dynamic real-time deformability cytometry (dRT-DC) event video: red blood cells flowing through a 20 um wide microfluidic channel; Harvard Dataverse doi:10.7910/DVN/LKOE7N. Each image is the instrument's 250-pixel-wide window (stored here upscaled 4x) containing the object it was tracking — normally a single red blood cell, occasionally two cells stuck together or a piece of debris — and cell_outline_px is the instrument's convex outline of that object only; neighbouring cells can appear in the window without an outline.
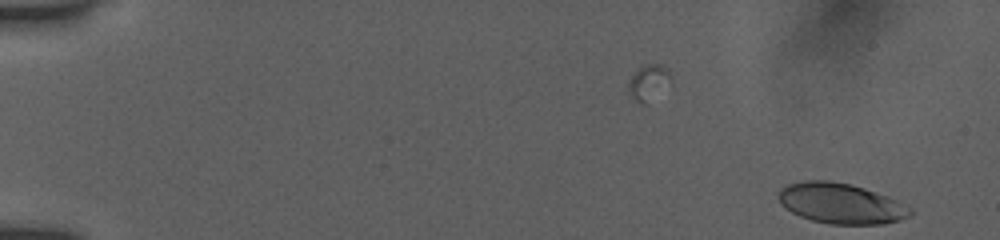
{"species": "human", "species_latin": "Homo sapiens", "temperature_condition": "room temperature", "stored_images_in_passage": 13, "camera_frame_rate_fps": 3000, "um_per_image_px": 0.085, "donor": {"sex": "female"}, "frame": {"image": 1, "passage_image": 13, "time_ms": 4.0, "image_size_px": [1000, 240], "cell_outline_px": [[912, 212], [908, 216], [900, 220], [884, 224], [828, 224], [812, 220], [800, 216], [784, 208], [780, 204], [776, 196], [780, 188], [788, 184], [808, 180], [828, 180], [852, 184], [888, 196], [912, 208]], "centroid_in_image_um": [71.44, 17.29], "position_along_channel_um": 13.6, "area_um2": 31.27}}